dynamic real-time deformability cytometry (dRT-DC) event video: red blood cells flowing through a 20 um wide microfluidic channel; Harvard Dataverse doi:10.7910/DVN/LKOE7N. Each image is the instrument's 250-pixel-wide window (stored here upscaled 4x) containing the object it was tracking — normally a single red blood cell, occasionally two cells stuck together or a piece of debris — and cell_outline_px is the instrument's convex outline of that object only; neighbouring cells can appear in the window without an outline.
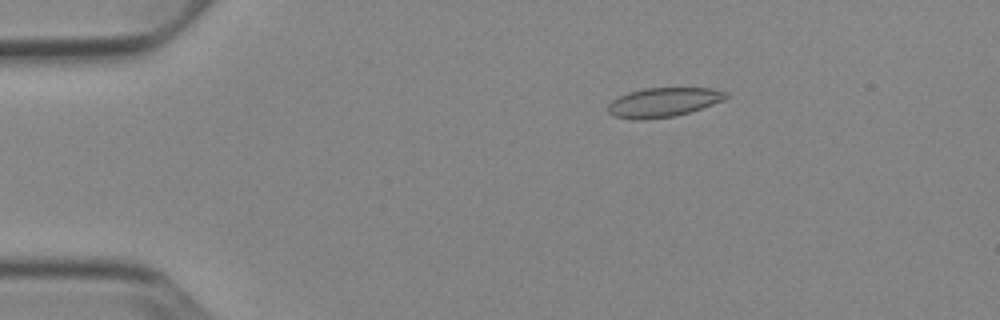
{"species": "Egyptian fruit bat (a non-hibernating species)", "species_latin": "Rousettus aegyptiacus", "temperature_condition": "cold", "stored_images_in_passage": 53, "camera_frame_rate_fps": 3000, "um_per_image_px": 0.085, "animal": {"sex": "female"}, "frame": {"image": 1, "passage_image": 10, "time_ms": 3.0, "image_size_px": [1000, 320], "cell_outline_px": [[728, 96], [724, 100], [676, 116], [644, 120], [636, 120], [612, 116], [608, 112], [608, 104], [612, 100], [628, 92], [644, 88], [712, 88], [728, 92]], "centroid_in_image_um": [56.36, 8.7], "position_along_channel_um": 28.6, "area_um2": 20.17}}
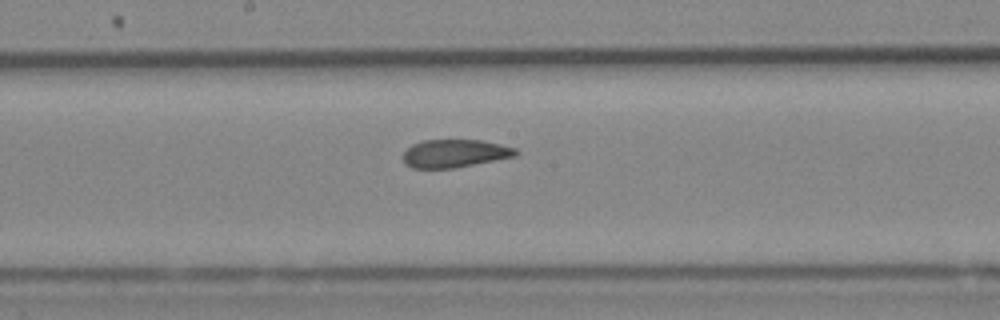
{"frame": {"image": 2, "passage_image": 29, "time_ms": 9.333, "image_size_px": [1000, 320], "cell_outline_px": [[520, 152], [516, 156], [452, 168], [412, 168], [404, 164], [404, 152], [412, 144], [424, 140], [480, 140], [500, 144], [516, 148]], "centroid_in_image_um": [38.66, 13.04], "position_along_channel_um": 209.5, "area_um2": 18.26}}
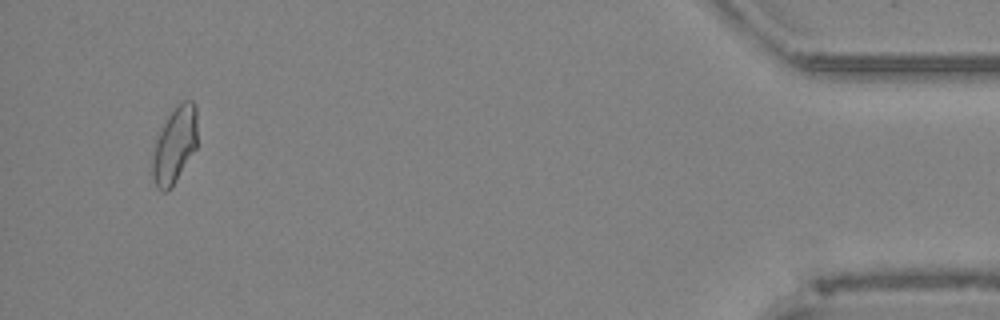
{"frame": {"image": 3, "passage_image": 51, "time_ms": 16.667, "image_size_px": [1000, 320], "cell_outline_px": [[196, 148], [176, 180], [168, 192], [164, 192], [156, 188], [152, 176], [152, 160], [156, 140], [168, 116], [176, 104], [180, 100], [192, 100], [196, 104]], "centroid_in_image_um": [14.84, 12.32], "position_along_channel_um": 420.4, "area_um2": 19.88}, "authors_computed_cell_mechanics": {"area_um2": 19.8254, "velocity_mm_per_s": 3.8496, "shape_relaxation_time_tau1_ms": 9.1196, "shape_relaxation_time_tau2_ms": 2.9519, "deformation_change_tau1": 0.1604, "deformation_change_tau2": 0.0702}}